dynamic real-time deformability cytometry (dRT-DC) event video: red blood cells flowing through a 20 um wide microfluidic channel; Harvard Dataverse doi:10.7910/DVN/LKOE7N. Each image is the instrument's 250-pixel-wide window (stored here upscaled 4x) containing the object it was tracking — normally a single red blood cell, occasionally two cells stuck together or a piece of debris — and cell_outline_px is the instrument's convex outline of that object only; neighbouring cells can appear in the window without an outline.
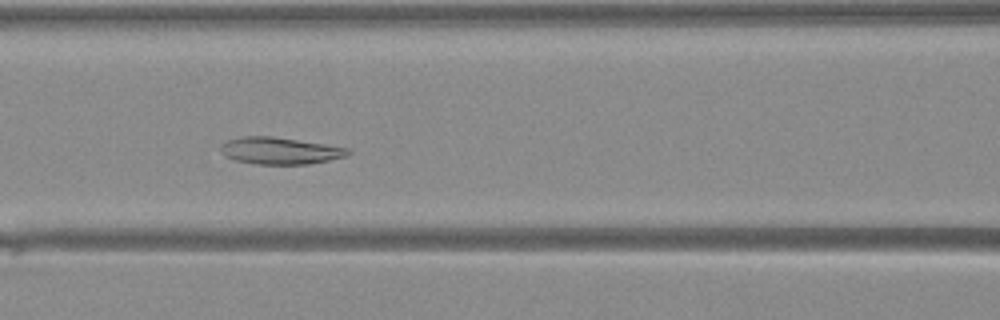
{"species": "Egyptian fruit bat (a non-hibernating species)", "species_latin": "Rousettus aegyptiacus", "temperature_condition": "warm", "stored_images_in_passage": 43, "camera_frame_rate_fps": 3000, "um_per_image_px": 0.085, "animal": {"sex": "female"}, "frame": {"image": 1, "passage_image": 19, "time_ms": 6.0, "image_size_px": [1000, 320], "cell_outline_px": [[352, 152], [348, 156], [308, 164], [256, 164], [236, 160], [224, 156], [220, 148], [220, 144], [228, 140], [240, 136], [272, 136], [348, 148]], "centroid_in_image_um": [23.77, 12.81], "position_along_channel_um": 142.8, "area_um2": 19.88}}
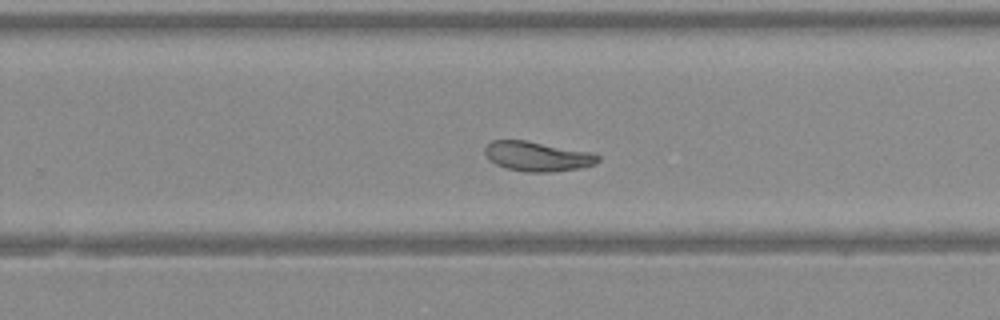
{"frame": {"image": 2, "passage_image": 28, "time_ms": 9.0, "image_size_px": [1000, 320], "cell_outline_px": [[600, 160], [592, 164], [580, 168], [548, 172], [528, 172], [508, 168], [496, 164], [488, 160], [484, 152], [484, 148], [492, 140], [528, 140], [596, 152], [600, 156]], "centroid_in_image_um": [45.7, 13.27], "position_along_channel_um": 284.1, "area_um2": 19.83}}
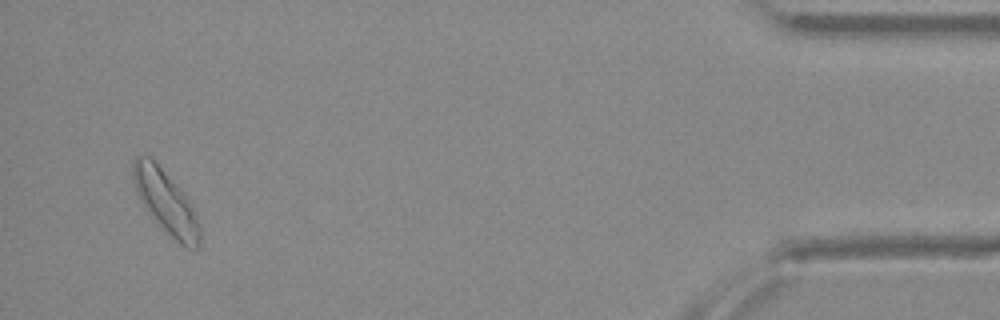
{"frame": {"image": 3, "passage_image": 41, "time_ms": 13.333, "image_size_px": [1000, 320], "cell_outline_px": [[200, 244], [196, 248], [188, 248], [180, 244], [156, 220], [140, 196], [136, 188], [132, 176], [132, 160], [136, 156], [148, 156], [160, 168], [188, 200], [200, 224]], "centroid_in_image_um": [14.11, 17.18], "position_along_channel_um": 421.1, "area_um2": 23.0}}